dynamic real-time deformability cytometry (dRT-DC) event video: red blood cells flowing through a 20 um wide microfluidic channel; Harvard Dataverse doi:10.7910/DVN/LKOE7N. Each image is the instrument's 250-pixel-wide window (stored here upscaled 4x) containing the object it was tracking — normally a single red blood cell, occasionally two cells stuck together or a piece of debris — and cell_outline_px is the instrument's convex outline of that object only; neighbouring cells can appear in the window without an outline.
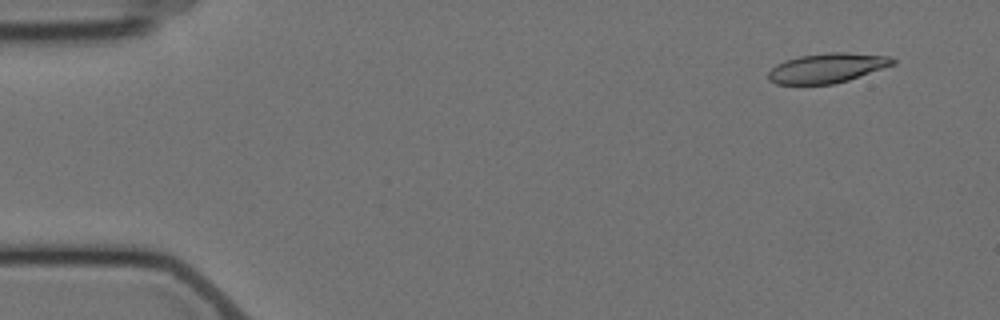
{"species": "Egyptian fruit bat (a non-hibernating species)", "species_latin": "Rousettus aegyptiacus", "temperature_condition": "cold", "stored_images_in_passage": 5, "camera_frame_rate_fps": 3000, "um_per_image_px": 0.085, "animal": {"sex": "female"}, "frame": {"image": 1, "passage_image": 1, "time_ms": 0.0, "image_size_px": [1000, 320], "cell_outline_px": [[896, 64], [848, 80], [832, 84], [776, 84], [768, 80], [768, 72], [776, 64], [800, 56], [828, 52], [844, 52], [888, 56], [896, 60]], "centroid_in_image_um": [70.31, 5.78], "position_along_channel_um": 14.7, "area_um2": 21.39}}
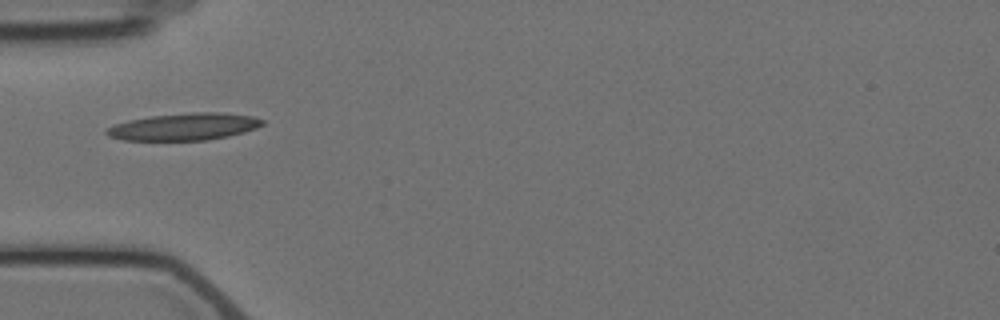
{"frame": {"image": 2, "passage_image": 5, "time_ms": 4.667, "image_size_px": [1000, 320], "cell_outline_px": [[264, 124], [256, 128], [244, 132], [228, 136], [208, 140], [124, 140], [108, 136], [104, 132], [108, 128], [116, 124], [128, 120], [152, 116], [192, 112], [220, 112], [252, 116], [264, 120]], "centroid_in_image_um": [15.67, 10.77], "position_along_channel_um": 69.3, "area_um2": 24.51}}